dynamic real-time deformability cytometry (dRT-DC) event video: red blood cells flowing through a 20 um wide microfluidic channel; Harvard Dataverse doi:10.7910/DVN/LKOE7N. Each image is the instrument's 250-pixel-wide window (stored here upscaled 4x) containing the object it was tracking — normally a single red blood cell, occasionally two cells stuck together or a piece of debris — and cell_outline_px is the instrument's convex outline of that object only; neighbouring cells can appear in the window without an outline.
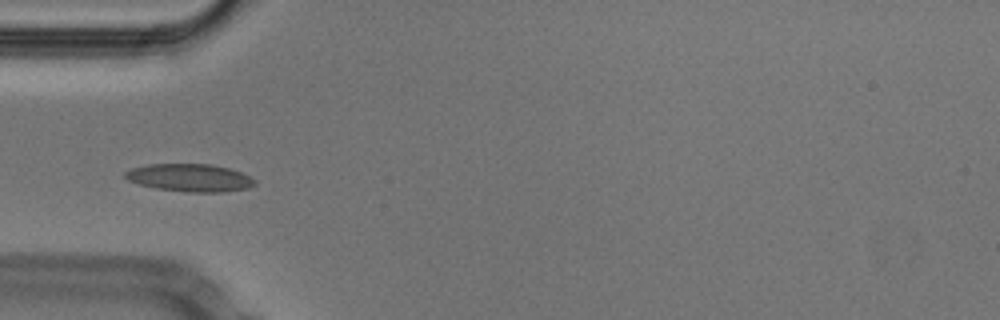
{"species": "Egyptian fruit bat (a non-hibernating species)", "species_latin": "Rousettus aegyptiacus", "temperature_condition": "cold", "stored_images_in_passage": 37, "camera_frame_rate_fps": 3000, "um_per_image_px": 0.085, "animal": {"sex": "male"}, "frame": {"image": 1, "passage_image": 1, "time_ms": 0.0, "image_size_px": [1000, 320], "cell_outline_px": [[256, 184], [248, 188], [224, 192], [188, 192], [156, 188], [140, 184], [128, 180], [124, 176], [124, 172], [132, 168], [148, 164], [212, 164], [228, 168], [240, 172], [256, 180]], "centroid_in_image_um": [16.14, 15.11], "position_along_channel_um": 68.9, "area_um2": 20.87}}
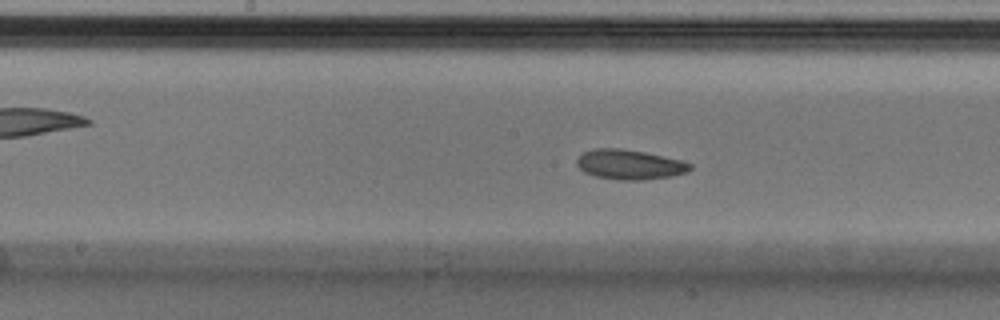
{"frame": {"image": 2, "passage_image": 11, "time_ms": 3.333, "image_size_px": [1000, 320], "cell_outline_px": [[692, 168], [688, 172], [672, 176], [644, 180], [616, 180], [596, 176], [584, 172], [576, 164], [576, 160], [584, 152], [596, 148], [620, 148], [644, 152], [684, 160], [692, 164]], "centroid_in_image_um": [53.55, 13.99], "position_along_channel_um": 194.6, "area_um2": 19.83}}
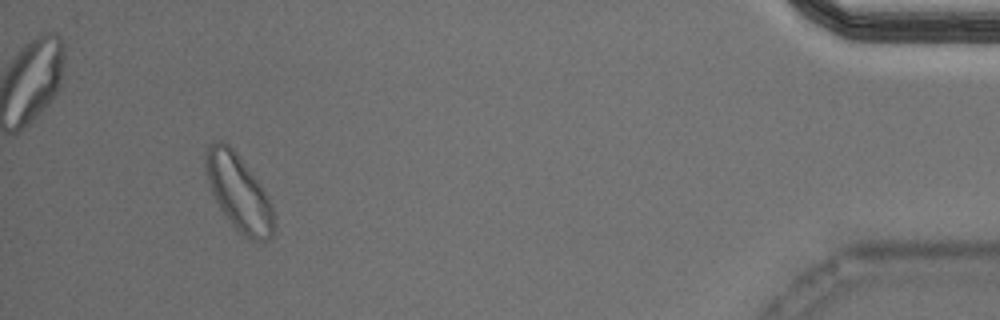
{"frame": {"image": 3, "passage_image": 34, "time_ms": 11.0, "image_size_px": [1000, 320], "cell_outline_px": [[276, 232], [268, 240], [252, 240], [244, 236], [228, 220], [220, 208], [212, 192], [204, 168], [204, 156], [208, 144], [216, 140], [224, 140], [232, 148], [260, 184], [268, 196], [272, 204], [276, 224]], "centroid_in_image_um": [20.3, 16.37], "position_along_channel_um": 414.9, "area_um2": 30.35}, "authors_computed_cell_mechanics": {"area_um2": 19.8254, "velocity_mm_per_s": 3.749, "shape_relaxation_time_tau1_ms": 7.2573, "shape_relaxation_time_tau2_ms": 4.4539, "deformation_change_tau1": 0.1482, "deformation_change_tau2": 0.0969}}